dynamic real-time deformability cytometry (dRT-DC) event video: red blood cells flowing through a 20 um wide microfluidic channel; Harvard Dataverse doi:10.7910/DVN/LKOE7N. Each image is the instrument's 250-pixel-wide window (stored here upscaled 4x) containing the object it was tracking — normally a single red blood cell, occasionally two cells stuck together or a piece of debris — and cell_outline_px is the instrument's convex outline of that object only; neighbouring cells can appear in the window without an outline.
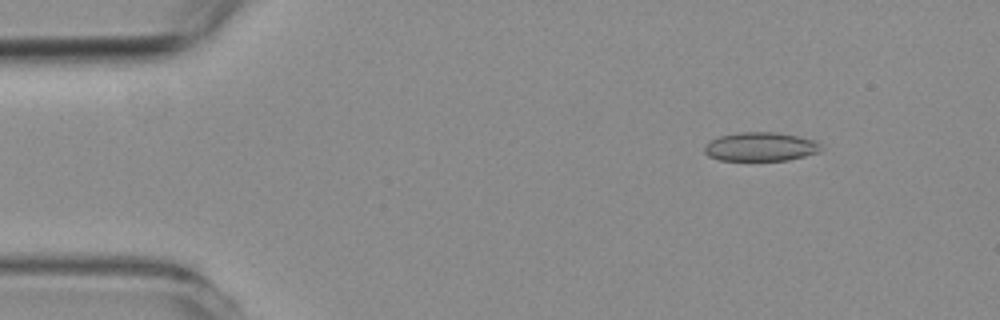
{"species": "common noctule bat (a hibernating species)", "species_latin": "Nyctalus noctula", "temperature_condition": "room temperature", "stored_images_in_passage": 41, "camera_frame_rate_fps": 3000, "um_per_image_px": 0.085, "animal": {"sex": "female", "body_mass_g": 19.3, "forearm_length_mm": 54.1}, "frame": {"image": 1, "passage_image": 4, "time_ms": 1.0, "image_size_px": [1000, 320], "cell_outline_px": [[820, 152], [788, 160], [720, 160], [708, 156], [704, 152], [704, 148], [712, 140], [720, 136], [740, 132], [776, 132], [796, 136], [812, 140], [820, 144]], "centroid_in_image_um": [64.64, 12.47], "position_along_channel_um": 20.4, "area_um2": 19.31}}
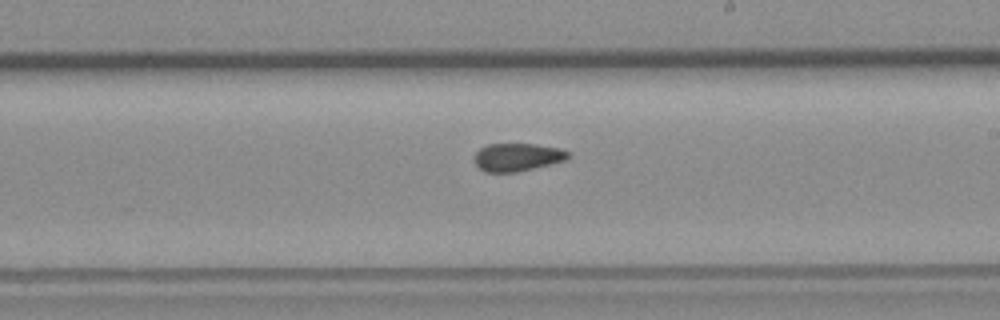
{"frame": {"image": 2, "passage_image": 25, "time_ms": 8.0, "image_size_px": [1000, 320], "cell_outline_px": [[568, 160], [516, 172], [484, 172], [472, 160], [476, 152], [480, 148], [488, 144], [532, 144], [560, 148], [568, 152]], "centroid_in_image_um": [43.94, 13.36], "position_along_channel_um": 245.1, "area_um2": 15.26}}
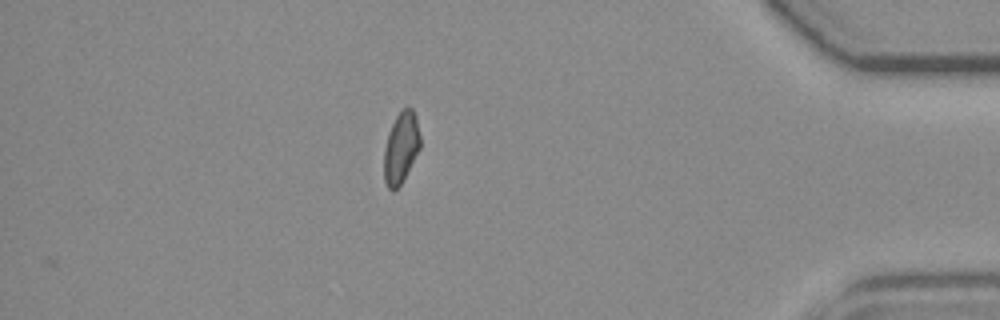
{"frame": {"image": 3, "passage_image": 41, "time_ms": 13.333, "image_size_px": [1000, 320], "cell_outline_px": [[420, 148], [400, 184], [392, 192], [388, 188], [384, 180], [384, 148], [388, 132], [396, 116], [404, 108], [412, 108], [416, 116], [420, 136]], "centroid_in_image_um": [34.07, 12.54], "position_along_channel_um": 401.1, "area_um2": 14.85}, "authors_computed_cell_mechanics": {"area_um2": 15.895, "velocity_mm_per_s": 3.7723, "shape_relaxation_time_tau1_ms": null, "shape_relaxation_time_tau2_ms": 1.9813, "deformation_change_tau1": null, "deformation_change_tau2": 0.0697}}